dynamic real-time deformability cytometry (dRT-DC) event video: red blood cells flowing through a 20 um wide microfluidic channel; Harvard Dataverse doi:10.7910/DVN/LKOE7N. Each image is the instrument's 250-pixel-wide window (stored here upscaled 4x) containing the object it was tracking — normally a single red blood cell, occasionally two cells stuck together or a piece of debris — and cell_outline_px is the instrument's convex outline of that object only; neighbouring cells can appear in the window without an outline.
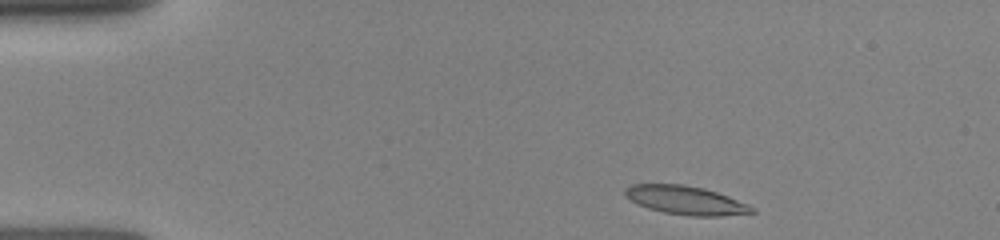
{"species": "human", "species_latin": "Homo sapiens", "temperature_condition": "room temperature", "stored_images_in_passage": 5, "camera_frame_rate_fps": 3000, "um_per_image_px": 0.085, "donor": {"sex": "female"}, "frame": {"image": 1, "passage_image": 1, "time_ms": 0.0, "image_size_px": [1000, 240], "cell_outline_px": [[756, 212], [720, 216], [688, 216], [664, 212], [648, 208], [636, 204], [624, 192], [624, 188], [632, 184], [684, 184], [704, 188], [728, 196], [748, 204], [756, 208]], "centroid_in_image_um": [58.3, 17.02], "position_along_channel_um": 26.7, "area_um2": 21.15}}